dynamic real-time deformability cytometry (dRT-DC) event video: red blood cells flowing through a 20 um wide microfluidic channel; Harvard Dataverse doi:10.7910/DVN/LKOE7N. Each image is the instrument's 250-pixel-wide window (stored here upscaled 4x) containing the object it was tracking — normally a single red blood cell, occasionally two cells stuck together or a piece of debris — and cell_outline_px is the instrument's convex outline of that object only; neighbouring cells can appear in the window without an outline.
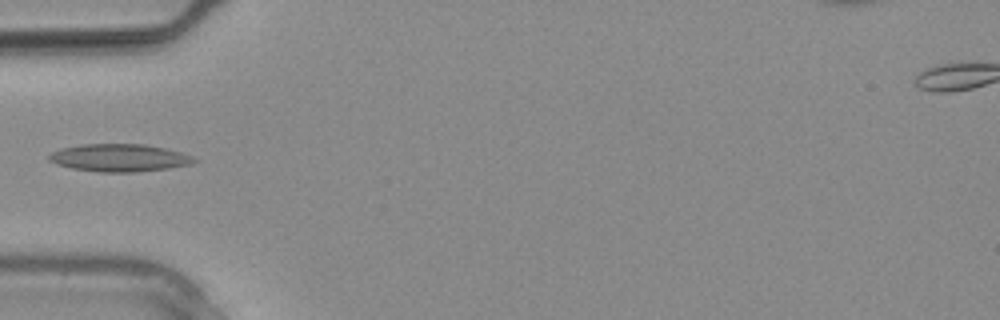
{"species": "common noctule bat (a hibernating species)", "species_latin": "Nyctalus noctula", "temperature_condition": "warm", "stored_images_in_passage": 11, "camera_frame_rate_fps": 3000, "um_per_image_px": 0.085, "animal": {"sex": "male", "body_mass_g": 20.4}, "frame": {"image": 1, "passage_image": 10, "time_ms": 3.0, "image_size_px": [1000, 320], "cell_outline_px": [[200, 160], [192, 164], [168, 168], [136, 172], [100, 172], [72, 168], [56, 164], [48, 160], [48, 156], [52, 152], [60, 148], [80, 144], [144, 144], [164, 148], [180, 152], [192, 156]], "centroid_in_image_um": [10.14, 13.41], "position_along_channel_um": 74.9, "area_um2": 23.41}}